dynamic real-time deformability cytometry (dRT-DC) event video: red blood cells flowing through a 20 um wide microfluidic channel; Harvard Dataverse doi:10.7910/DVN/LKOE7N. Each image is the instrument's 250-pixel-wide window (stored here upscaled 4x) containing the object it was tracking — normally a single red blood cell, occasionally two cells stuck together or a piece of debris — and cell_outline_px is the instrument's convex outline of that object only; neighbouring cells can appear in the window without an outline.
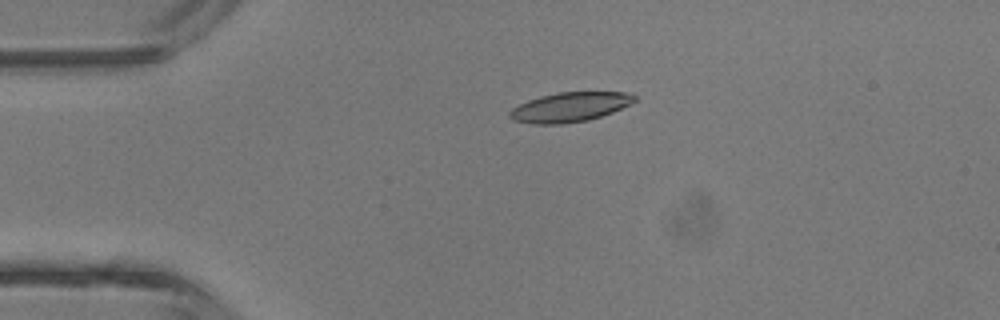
{"species": "common noctule bat (a hibernating species)", "species_latin": "Nyctalus noctula", "temperature_condition": "room temperature", "stored_images_in_passage": 5, "camera_frame_rate_fps": 3000, "um_per_image_px": 0.085, "animal": {"sex": "male", "body_mass_g": 13.3}, "frame": {"image": 1, "passage_image": 3, "time_ms": 2.333, "image_size_px": [1000, 320], "cell_outline_px": [[636, 100], [612, 112], [588, 120], [560, 124], [532, 124], [512, 120], [508, 116], [508, 112], [512, 108], [528, 100], [540, 96], [560, 92], [628, 92], [636, 96]], "centroid_in_image_um": [48.39, 9.1], "position_along_channel_um": 36.6, "area_um2": 21.39}}
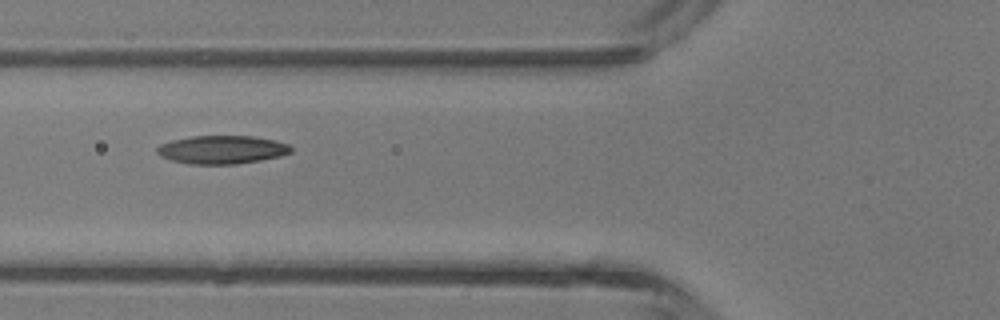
{"frame": {"image": 2, "passage_image": 5, "time_ms": 4.667, "image_size_px": [1000, 320], "cell_outline_px": [[292, 152], [280, 156], [260, 160], [236, 164], [188, 164], [172, 160], [160, 156], [156, 152], [156, 148], [160, 144], [172, 140], [192, 136], [252, 136], [276, 140], [288, 144], [292, 148]], "centroid_in_image_um": [18.86, 12.72], "position_along_channel_um": 106.9, "area_um2": 22.14}}